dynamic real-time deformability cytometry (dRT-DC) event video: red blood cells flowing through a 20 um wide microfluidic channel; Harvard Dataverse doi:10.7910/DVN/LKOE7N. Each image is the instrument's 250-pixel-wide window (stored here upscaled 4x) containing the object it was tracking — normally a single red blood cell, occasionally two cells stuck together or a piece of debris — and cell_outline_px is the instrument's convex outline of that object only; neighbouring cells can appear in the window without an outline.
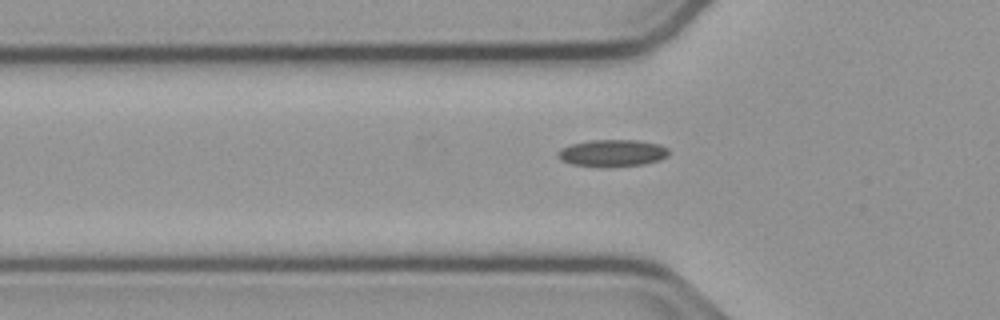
{"species": "common noctule bat (a hibernating species)", "species_latin": "Nyctalus noctula", "temperature_condition": "cold", "stored_images_in_passage": 40, "camera_frame_rate_fps": 3000, "um_per_image_px": 0.085, "animal": {"sex": "male", "body_mass_g": 23.1, "forearm_length_mm": 52.7}, "frame": {"image": 1, "passage_image": 10, "time_ms": 3.0, "image_size_px": [1000, 320], "cell_outline_px": [[668, 156], [660, 160], [644, 164], [608, 168], [572, 164], [560, 160], [556, 156], [556, 152], [560, 148], [572, 144], [592, 140], [636, 140], [660, 144], [668, 148]], "centroid_in_image_um": [52.03, 13.02], "position_along_channel_um": 73.8, "area_um2": 17.74}}
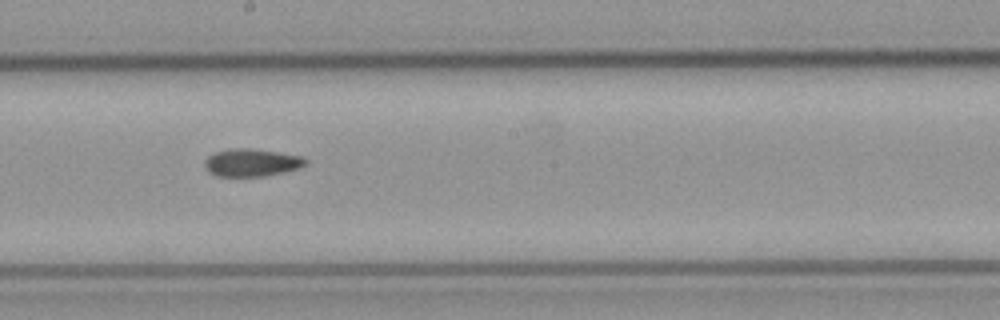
{"frame": {"image": 2, "passage_image": 22, "time_ms": 7.0, "image_size_px": [1000, 320], "cell_outline_px": [[308, 164], [300, 168], [284, 172], [264, 176], [216, 176], [208, 172], [204, 168], [204, 160], [208, 156], [216, 152], [228, 148], [248, 148], [304, 156], [308, 160]], "centroid_in_image_um": [21.39, 13.82], "position_along_channel_um": 226.8, "area_um2": 16.47}}
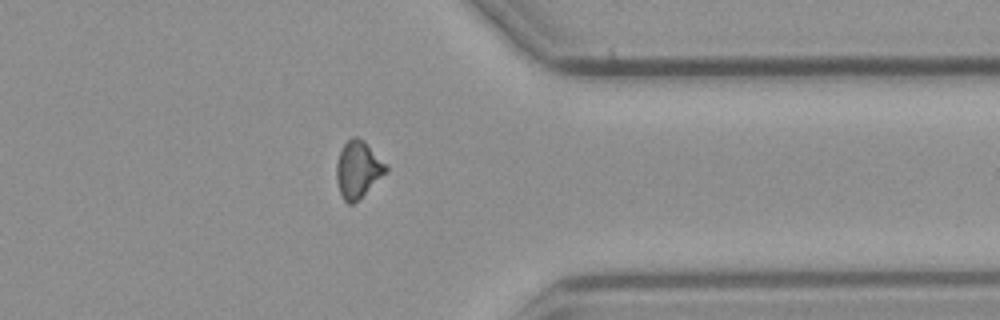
{"frame": {"image": 3, "passage_image": 35, "time_ms": 11.333, "image_size_px": [1000, 320], "cell_outline_px": [[388, 172], [352, 204], [348, 204], [344, 200], [340, 192], [336, 180], [336, 164], [340, 152], [344, 144], [352, 136], [356, 136], [364, 140], [388, 164]], "centroid_in_image_um": [30.45, 14.37], "position_along_channel_um": 380.9, "area_um2": 16.47}}